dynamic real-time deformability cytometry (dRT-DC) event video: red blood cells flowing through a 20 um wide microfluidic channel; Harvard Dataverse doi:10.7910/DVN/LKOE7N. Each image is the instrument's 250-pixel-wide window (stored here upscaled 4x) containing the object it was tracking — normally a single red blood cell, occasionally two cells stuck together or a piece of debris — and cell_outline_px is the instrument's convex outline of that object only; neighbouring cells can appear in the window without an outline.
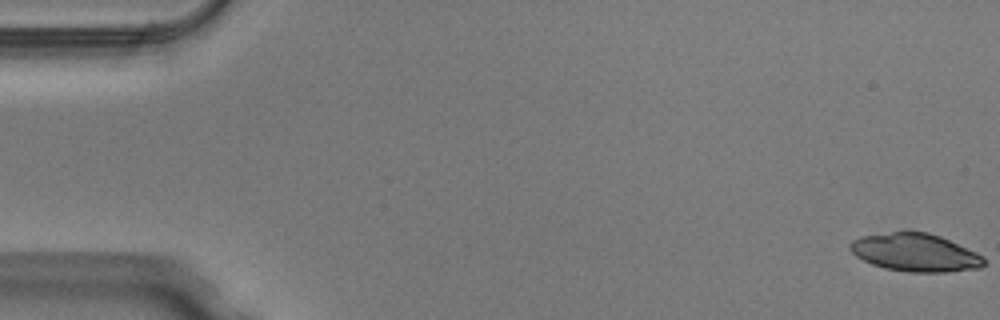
{"species": "Egyptian fruit bat (a non-hibernating species)", "species_latin": "Rousettus aegyptiacus", "temperature_condition": "warm", "stored_images_in_passage": 50, "camera_frame_rate_fps": 3000, "um_per_image_px": 0.085, "animal": {"sex": "male"}, "frame": {"image": 1, "passage_image": 1, "time_ms": 0.0, "image_size_px": [1000, 320], "cell_outline_px": [[984, 264], [980, 268], [948, 272], [908, 272], [884, 268], [872, 264], [856, 256], [848, 248], [848, 244], [852, 240], [860, 236], [904, 228], [928, 232], [940, 236], [976, 252], [984, 256]], "centroid_in_image_um": [77.75, 21.42], "position_along_channel_um": 7.3, "area_um2": 30.4}}
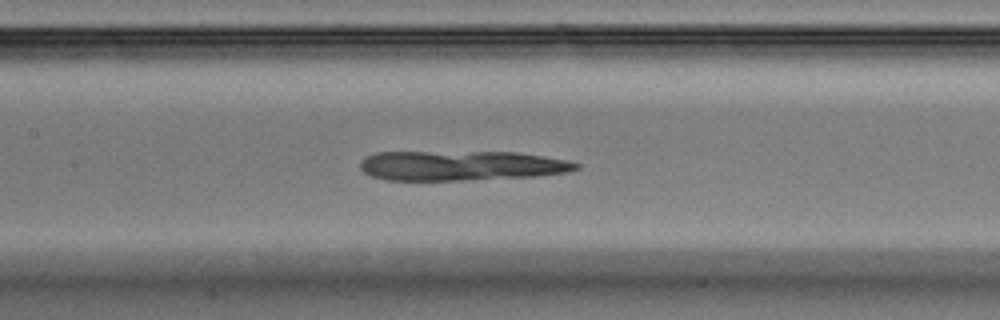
{"frame": {"image": 2, "passage_image": 24, "time_ms": 7.667, "image_size_px": [1000, 320], "cell_outline_px": [[580, 168], [568, 172], [536, 176], [464, 180], [388, 180], [372, 176], [364, 172], [360, 168], [360, 160], [364, 156], [376, 152], [520, 152], [568, 160], [580, 164]], "centroid_in_image_um": [39.21, 14.07], "position_along_channel_um": 168.2, "area_um2": 37.74}}
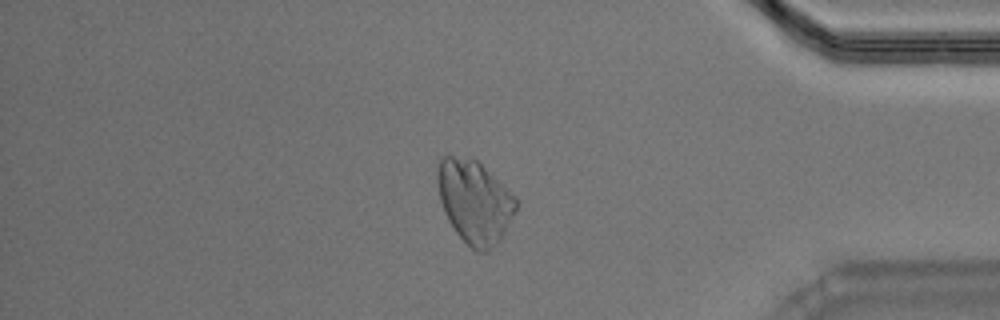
{"frame": {"image": 3, "passage_image": 43, "time_ms": 14.0, "image_size_px": [1000, 320], "cell_outline_px": [[516, 212], [504, 232], [488, 252], [476, 252], [456, 232], [448, 220], [444, 212], [440, 200], [436, 180], [436, 168], [440, 160], [444, 156], [452, 156], [476, 160], [516, 196]], "centroid_in_image_um": [40.32, 17.14], "position_along_channel_um": 394.9, "area_um2": 37.63}}